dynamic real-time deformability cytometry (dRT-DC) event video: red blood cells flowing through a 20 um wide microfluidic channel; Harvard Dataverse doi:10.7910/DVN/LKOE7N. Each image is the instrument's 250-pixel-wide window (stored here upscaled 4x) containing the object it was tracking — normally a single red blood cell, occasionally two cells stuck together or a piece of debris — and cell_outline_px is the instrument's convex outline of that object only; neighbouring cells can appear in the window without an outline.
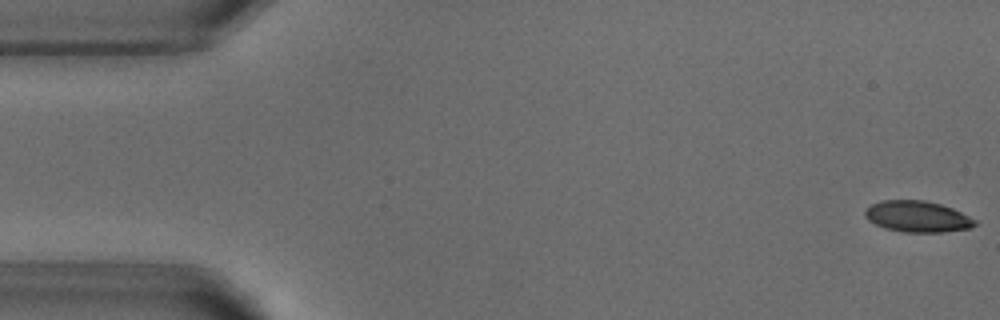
{"species": "common noctule bat (a hibernating species)", "species_latin": "Nyctalus noctula", "temperature_condition": "warm", "stored_images_in_passage": 29, "camera_frame_rate_fps": 3000, "um_per_image_px": 0.085, "animal": {"sex": "male", "body_mass_g": 18.8}, "frame": {"image": 1, "passage_image": 1, "time_ms": 0.0, "image_size_px": [1000, 320], "cell_outline_px": [[976, 224], [972, 228], [944, 232], [904, 232], [884, 228], [868, 220], [864, 216], [864, 212], [872, 204], [880, 200], [924, 200], [940, 204], [952, 208], [976, 220]], "centroid_in_image_um": [77.97, 18.41], "position_along_channel_um": 7.0, "area_um2": 19.94}}
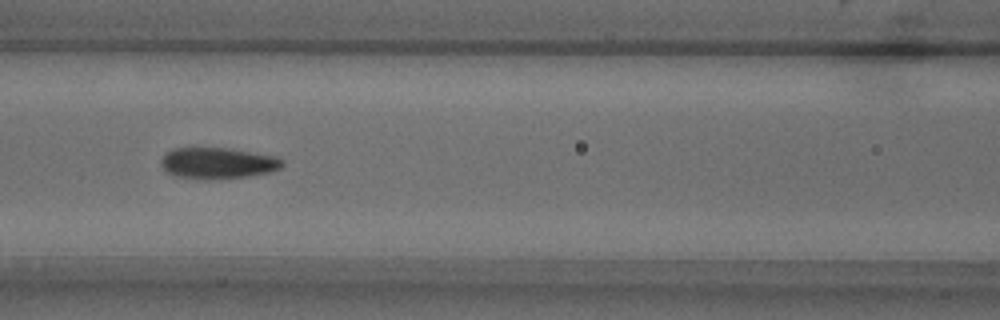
{"frame": {"image": 2, "passage_image": 22, "time_ms": 7.0, "image_size_px": [1000, 320], "cell_outline_px": [[284, 164], [280, 168], [268, 172], [248, 176], [208, 180], [204, 180], [176, 176], [168, 172], [160, 164], [160, 160], [164, 152], [172, 148], [192, 144], [224, 148], [276, 156], [284, 160]], "centroid_in_image_um": [18.41, 13.82], "position_along_channel_um": 148.2, "area_um2": 22.83}}
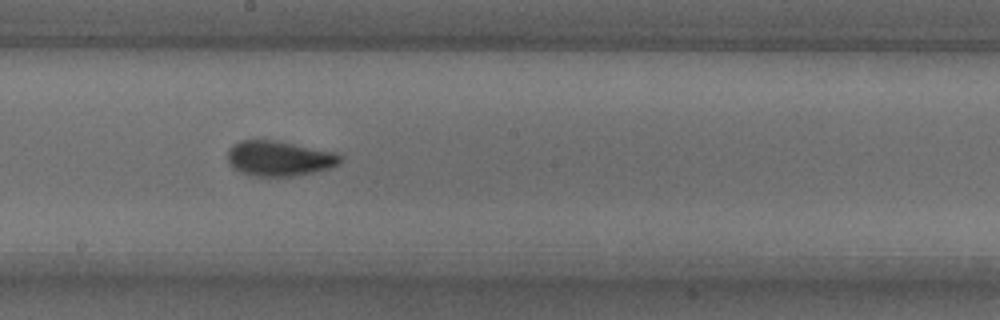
{"frame": {"image": 3, "passage_image": 28, "time_ms": 9.0, "image_size_px": [1000, 320], "cell_outline_px": [[344, 160], [340, 164], [332, 168], [292, 176], [252, 176], [232, 168], [228, 164], [228, 148], [232, 144], [240, 140], [276, 140], [336, 152], [344, 156]], "centroid_in_image_um": [23.76, 13.46], "position_along_channel_um": 224.4, "area_um2": 23.47}}